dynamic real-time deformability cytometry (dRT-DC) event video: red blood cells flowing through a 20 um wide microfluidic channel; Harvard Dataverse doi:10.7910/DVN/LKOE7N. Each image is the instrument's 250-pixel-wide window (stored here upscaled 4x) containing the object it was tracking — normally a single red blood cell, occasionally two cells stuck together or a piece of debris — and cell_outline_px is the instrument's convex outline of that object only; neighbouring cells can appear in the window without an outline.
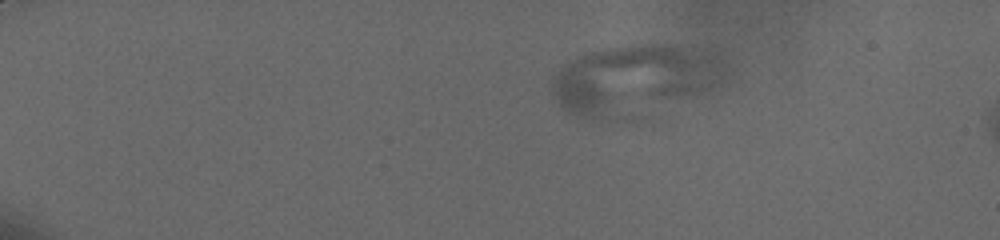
{"species": "human", "species_latin": "Homo sapiens", "temperature_condition": "cold", "stored_images_in_passage": 13, "camera_frame_rate_fps": 3000, "um_per_image_px": 0.085, "donor": {"sex": "male"}, "frame": {"image": 1, "passage_image": 8, "time_ms": 4.333, "image_size_px": [1000, 240], "cell_outline_px": [[720, 76], [716, 84], [696, 96], [636, 124], [628, 124], [584, 120], [568, 112], [552, 96], [552, 84], [556, 76], [564, 68], [580, 56], [600, 48], [636, 44], [660, 44], [680, 48]], "centroid_in_image_um": [53.57, 7.02], "position_along_channel_um": 31.4, "area_um2": 69.07}}
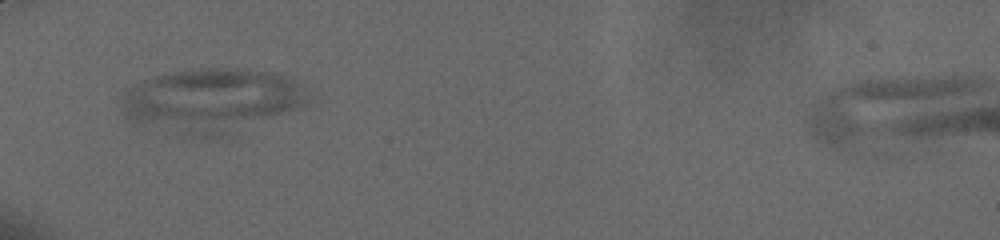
{"frame": {"image": 2, "passage_image": 12, "time_ms": 8.0, "image_size_px": [1000, 240], "cell_outline_px": [[308, 100], [300, 108], [220, 136], [192, 136], [132, 124], [124, 116], [120, 92], [144, 80], [156, 76], [176, 72], [200, 68], [236, 68], [280, 72], [296, 76], [304, 88]], "centroid_in_image_um": [17.98, 8.51], "position_along_channel_um": 67.0, "area_um2": 69.88}}